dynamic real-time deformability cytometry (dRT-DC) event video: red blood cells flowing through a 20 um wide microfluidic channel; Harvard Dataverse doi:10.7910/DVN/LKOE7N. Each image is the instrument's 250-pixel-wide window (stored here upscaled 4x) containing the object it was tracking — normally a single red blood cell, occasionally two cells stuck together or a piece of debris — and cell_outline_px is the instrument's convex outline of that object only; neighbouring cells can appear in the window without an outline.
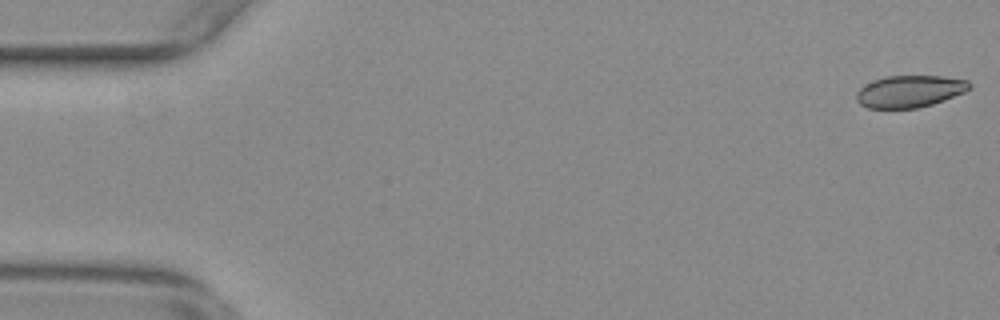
{"species": "common noctule bat (a hibernating species)", "species_latin": "Nyctalus noctula", "temperature_condition": "warm", "stored_images_in_passage": 55, "camera_frame_rate_fps": 3000, "um_per_image_px": 0.085, "animal": {"sex": "female", "body_mass_g": 29.2, "forearm_length_mm": 56.3}, "frame": {"image": 1, "passage_image": 1, "time_ms": 0.0, "image_size_px": [1000, 320], "cell_outline_px": [[972, 88], [964, 92], [944, 100], [932, 104], [916, 108], [868, 108], [860, 104], [856, 100], [856, 92], [860, 88], [876, 80], [888, 76], [944, 76], [968, 80], [972, 84]], "centroid_in_image_um": [77.36, 7.76], "position_along_channel_um": 7.6, "area_um2": 20.98}}
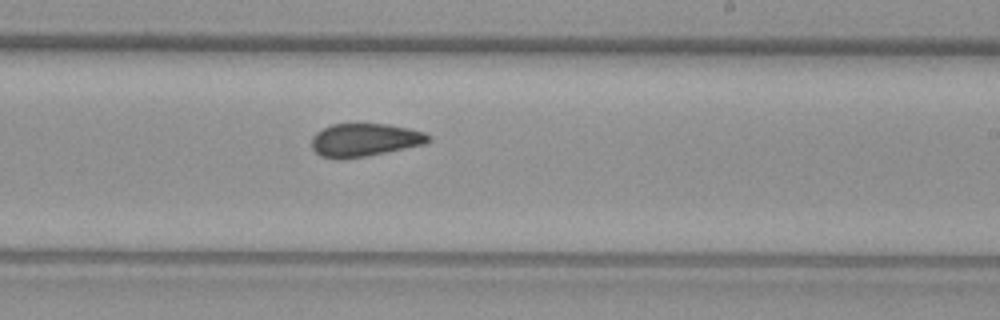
{"frame": {"image": 2, "passage_image": 33, "time_ms": 10.667, "image_size_px": [1000, 320], "cell_outline_px": [[432, 140], [424, 144], [368, 156], [344, 160], [336, 160], [320, 156], [312, 148], [312, 136], [316, 132], [332, 124], [388, 124], [408, 128], [424, 132], [432, 136]], "centroid_in_image_um": [30.99, 11.91], "position_along_channel_um": 258.0, "area_um2": 22.77}}
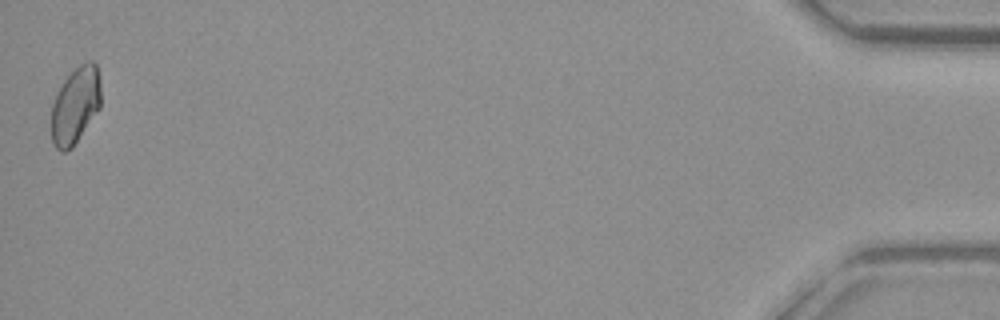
{"frame": {"image": 3, "passage_image": 55, "time_ms": 18.0, "image_size_px": [1000, 320], "cell_outline_px": [[100, 108], [72, 148], [64, 152], [60, 152], [56, 148], [52, 140], [52, 104], [56, 92], [64, 80], [80, 64], [88, 60], [92, 60], [96, 64], [100, 80]], "centroid_in_image_um": [6.41, 8.95], "position_along_channel_um": 428.8, "area_um2": 22.14}, "authors_computed_cell_mechanics": {"area_um2": 22.7154, "velocity_mm_per_s": 3.7257, "shape_relaxation_time_tau1_ms": null, "shape_relaxation_time_tau2_ms": 1.5576, "deformation_change_tau1": null, "deformation_change_tau2": 0.0566}}